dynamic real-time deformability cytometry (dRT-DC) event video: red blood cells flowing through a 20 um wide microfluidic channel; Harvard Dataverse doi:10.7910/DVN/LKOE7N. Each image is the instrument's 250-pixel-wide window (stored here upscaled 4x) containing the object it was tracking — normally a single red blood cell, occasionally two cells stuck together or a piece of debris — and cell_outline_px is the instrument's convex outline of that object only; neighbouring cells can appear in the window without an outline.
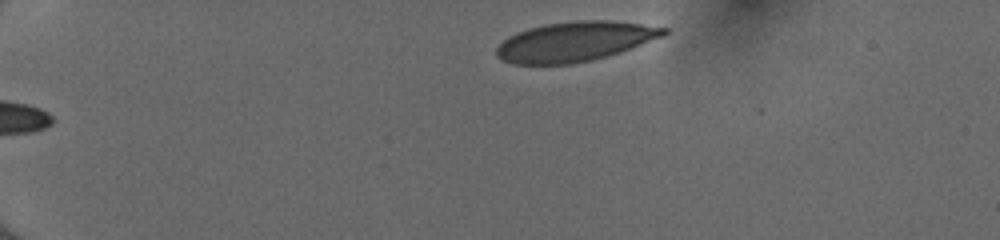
{"species": "human", "species_latin": "Homo sapiens", "temperature_condition": "cold", "stored_images_in_passage": 43, "camera_frame_rate_fps": 3000, "um_per_image_px": 0.085, "donor": {"sex": "female"}, "frame": {"image": 1, "passage_image": 2, "time_ms": 0.333, "image_size_px": [1000, 240], "cell_outline_px": [[668, 32], [660, 36], [640, 44], [592, 60], [568, 64], [512, 64], [500, 60], [496, 56], [496, 48], [508, 36], [516, 32], [528, 28], [544, 24], [576, 20], [612, 20], [668, 28]], "centroid_in_image_um": [48.77, 3.52], "position_along_channel_um": 36.2, "area_um2": 38.26}}
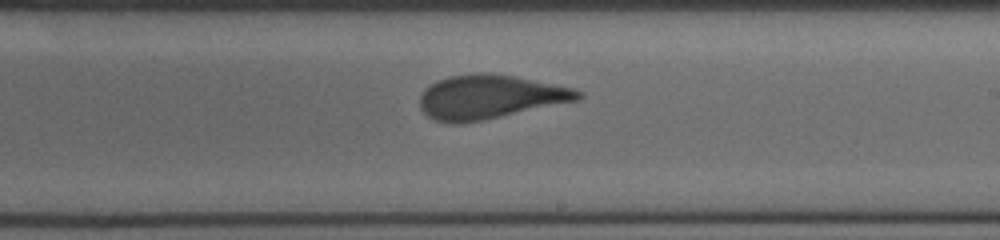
{"frame": {"image": 2, "passage_image": 24, "time_ms": 7.667, "image_size_px": [1000, 240], "cell_outline_px": [[584, 96], [576, 100], [500, 116], [480, 120], [456, 124], [452, 124], [436, 120], [428, 116], [420, 108], [420, 96], [424, 88], [436, 80], [448, 76], [476, 72], [492, 72], [576, 88], [584, 92]], "centroid_in_image_um": [41.6, 8.21], "position_along_channel_um": 247.4, "area_um2": 40.4}}
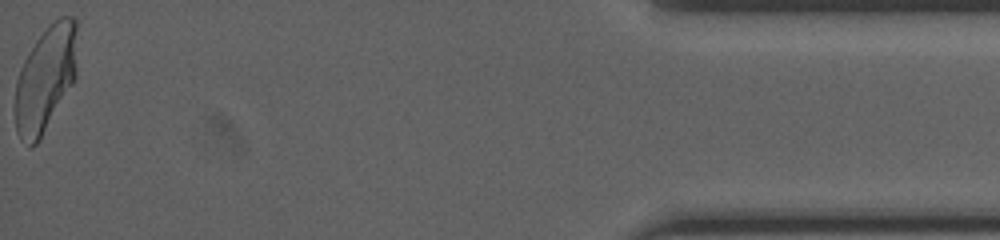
{"frame": {"image": 3, "passage_image": 43, "time_ms": 14.0, "image_size_px": [1000, 240], "cell_outline_px": [[76, 76], [72, 84], [40, 140], [32, 148], [28, 148], [20, 140], [16, 132], [16, 80], [20, 68], [28, 52], [36, 40], [60, 16], [76, 16]], "centroid_in_image_um": [3.86, 6.75], "position_along_channel_um": 431.3, "area_um2": 38.09}, "authors_computed_cell_mechanics": {"area_um2": 39.6508, "velocity_mm_per_s": 4.0277, "shape_relaxation_time_tau1_ms": 4.76, "shape_relaxation_time_tau2_ms": null, "deformation_change_tau1": 0.1804, "deformation_change_tau2": null}}